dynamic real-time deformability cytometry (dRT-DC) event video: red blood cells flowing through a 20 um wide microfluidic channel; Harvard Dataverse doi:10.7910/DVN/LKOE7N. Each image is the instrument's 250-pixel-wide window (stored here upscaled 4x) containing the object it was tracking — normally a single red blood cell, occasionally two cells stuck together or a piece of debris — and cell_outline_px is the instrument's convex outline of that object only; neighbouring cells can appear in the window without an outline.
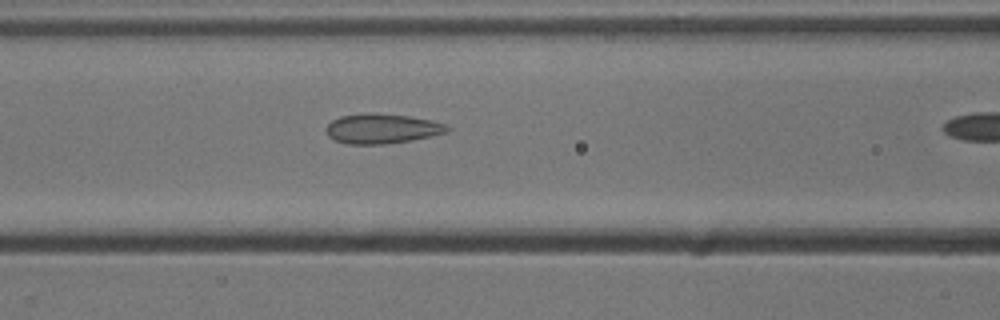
{"species": "common noctule bat (a hibernating species)", "species_latin": "Nyctalus noctula", "temperature_condition": "cold", "stored_images_in_passage": 14, "camera_frame_rate_fps": 3000, "um_per_image_px": 0.085, "animal": {"sex": "male", "body_mass_g": 13.3}, "frame": {"image": 1, "passage_image": 7, "time_ms": 2.0, "image_size_px": [1000, 320], "cell_outline_px": [[452, 128], [448, 132], [408, 140], [384, 144], [348, 144], [332, 140], [328, 136], [324, 128], [332, 120], [340, 116], [408, 116], [432, 120], [444, 124]], "centroid_in_image_um": [32.45, 10.98], "position_along_channel_um": 134.2, "area_um2": 20.06}}
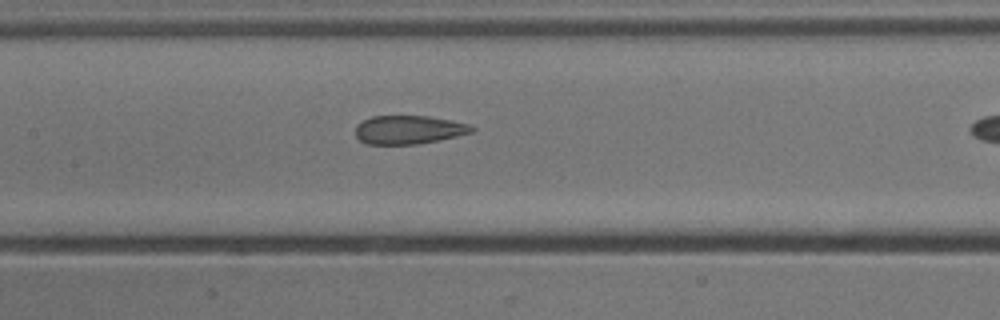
{"frame": {"image": 2, "passage_image": 10, "time_ms": 3.0, "image_size_px": [1000, 320], "cell_outline_px": [[476, 128], [472, 132], [440, 140], [416, 144], [368, 144], [360, 140], [356, 136], [356, 124], [372, 116], [428, 116], [468, 124]], "centroid_in_image_um": [34.72, 11.03], "position_along_channel_um": 172.7, "area_um2": 19.19}}